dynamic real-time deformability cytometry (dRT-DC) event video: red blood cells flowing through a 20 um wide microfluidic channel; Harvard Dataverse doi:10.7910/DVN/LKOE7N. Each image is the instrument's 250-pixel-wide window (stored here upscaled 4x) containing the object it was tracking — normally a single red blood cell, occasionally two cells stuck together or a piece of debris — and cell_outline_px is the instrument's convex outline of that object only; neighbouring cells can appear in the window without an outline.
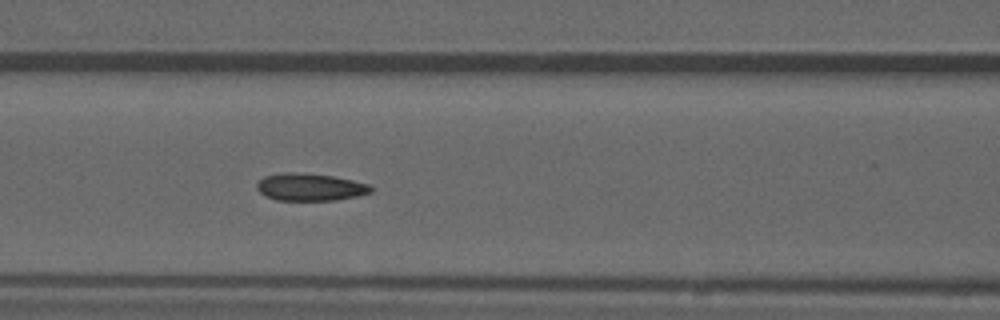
{"species": "common noctule bat (a hibernating species)", "species_latin": "Nyctalus noctula", "temperature_condition": "warm", "stored_images_in_passage": 53, "camera_frame_rate_fps": 3000, "um_per_image_px": 0.085, "animal": {"sex": "male", "forearm_length_mm": 52.5}, "frame": {"image": 1, "passage_image": 23, "time_ms": 7.333, "image_size_px": [1000, 320], "cell_outline_px": [[372, 192], [356, 196], [336, 200], [276, 200], [264, 196], [256, 188], [256, 184], [264, 176], [284, 172], [296, 172], [332, 176], [352, 180], [368, 184], [372, 188]], "centroid_in_image_um": [26.32, 15.9], "position_along_channel_um": 140.3, "area_um2": 18.15}, "authors_computed_cell_mechanics": {"area_um2": 18.3226, "velocity_mm_per_s": 3.8818, "shape_relaxation_time_tau1_ms": null, "shape_relaxation_time_tau2_ms": 1.9336, "deformation_change_tau1": null, "deformation_change_tau2": 0.0704}}